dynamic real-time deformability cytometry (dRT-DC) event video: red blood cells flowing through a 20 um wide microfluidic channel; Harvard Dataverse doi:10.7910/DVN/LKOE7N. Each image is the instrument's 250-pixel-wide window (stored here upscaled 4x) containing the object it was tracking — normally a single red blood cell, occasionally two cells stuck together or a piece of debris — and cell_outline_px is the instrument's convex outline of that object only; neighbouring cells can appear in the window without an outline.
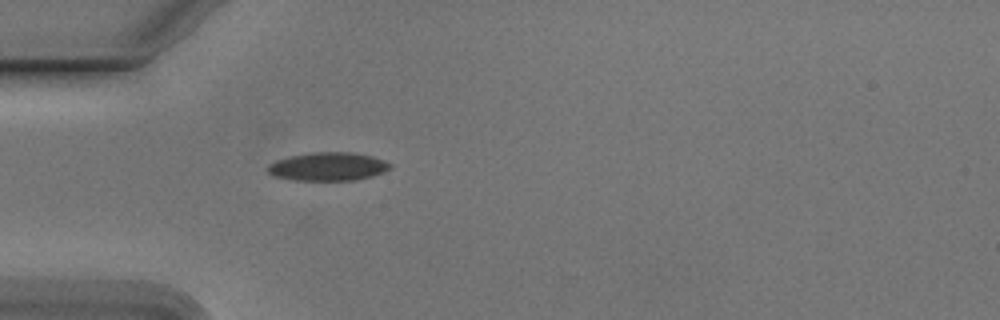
{"species": "Egyptian fruit bat (a non-hibernating species)", "species_latin": "Rousettus aegyptiacus", "temperature_condition": "cold", "stored_images_in_passage": 36, "camera_frame_rate_fps": 3000, "um_per_image_px": 0.085, "animal": {"sex": "male"}, "frame": {"image": 1, "passage_image": 1, "time_ms": 0.0, "image_size_px": [1000, 320], "cell_outline_px": [[392, 168], [384, 172], [372, 176], [352, 180], [292, 180], [272, 176], [268, 172], [268, 164], [276, 160], [292, 156], [312, 152], [352, 152], [372, 156], [384, 160], [392, 164]], "centroid_in_image_um": [27.89, 14.16], "position_along_channel_um": 57.1, "area_um2": 20.29}}
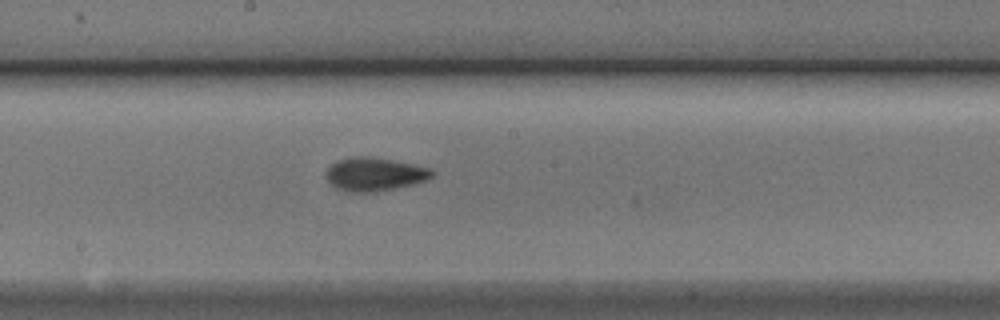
{"frame": {"image": 2, "passage_image": 14, "time_ms": 4.333, "image_size_px": [1000, 320], "cell_outline_px": [[436, 176], [428, 180], [416, 184], [376, 192], [344, 192], [336, 188], [328, 180], [328, 168], [336, 160], [352, 156], [368, 156], [392, 160], [432, 168], [436, 172]], "centroid_in_image_um": [31.91, 14.81], "position_along_channel_um": 216.3, "area_um2": 20.92}}
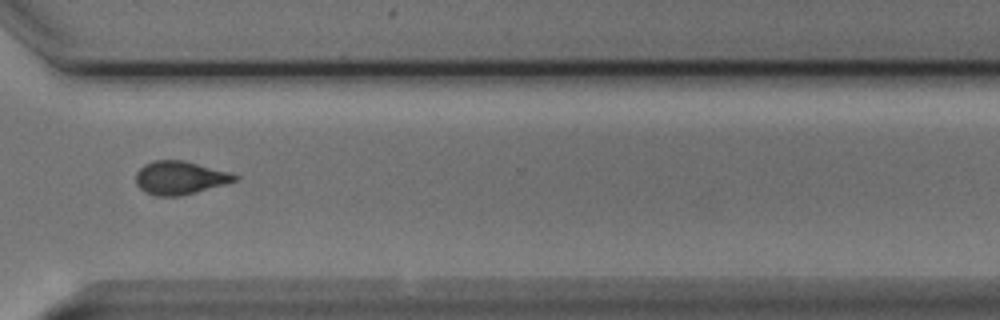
{"frame": {"image": 3, "passage_image": 25, "time_ms": 8.0, "image_size_px": [1000, 320], "cell_outline_px": [[240, 180], [196, 192], [180, 196], [156, 196], [144, 192], [136, 184], [136, 172], [144, 164], [152, 160], [184, 160], [228, 172], [240, 176]], "centroid_in_image_um": [15.29, 15.11], "position_along_channel_um": 355.3, "area_um2": 19.31}, "authors_computed_cell_mechanics": {"area_um2": 19.363, "velocity_mm_per_s": 3.7942, "shape_relaxation_time_tau1_ms": 3.1938, "shape_relaxation_time_tau2_ms": 4.2695, "deformation_change_tau1": 0.1085, "deformation_change_tau2": 0.0952}}